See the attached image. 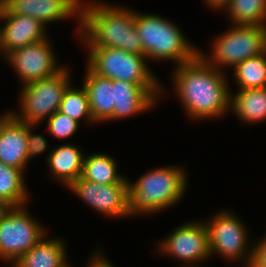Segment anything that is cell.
<instances>
[{"label":"cell","mask_w":266,"mask_h":267,"mask_svg":"<svg viewBox=\"0 0 266 267\" xmlns=\"http://www.w3.org/2000/svg\"><path fill=\"white\" fill-rule=\"evenodd\" d=\"M172 80L188 118L212 120L229 112V81L223 71L208 64L199 54L176 66Z\"/></svg>","instance_id":"cell-1"},{"label":"cell","mask_w":266,"mask_h":267,"mask_svg":"<svg viewBox=\"0 0 266 267\" xmlns=\"http://www.w3.org/2000/svg\"><path fill=\"white\" fill-rule=\"evenodd\" d=\"M135 11L105 2L81 1L76 32L84 47H110L143 54V46L134 25ZM84 36V37H83Z\"/></svg>","instance_id":"cell-2"},{"label":"cell","mask_w":266,"mask_h":267,"mask_svg":"<svg viewBox=\"0 0 266 267\" xmlns=\"http://www.w3.org/2000/svg\"><path fill=\"white\" fill-rule=\"evenodd\" d=\"M187 183L186 171L173 165L151 169L134 183L128 180L129 216L172 207L183 197Z\"/></svg>","instance_id":"cell-3"},{"label":"cell","mask_w":266,"mask_h":267,"mask_svg":"<svg viewBox=\"0 0 266 267\" xmlns=\"http://www.w3.org/2000/svg\"><path fill=\"white\" fill-rule=\"evenodd\" d=\"M135 10L134 25L148 60H172L176 66L189 62L199 54L198 47L171 21L155 14Z\"/></svg>","instance_id":"cell-4"},{"label":"cell","mask_w":266,"mask_h":267,"mask_svg":"<svg viewBox=\"0 0 266 267\" xmlns=\"http://www.w3.org/2000/svg\"><path fill=\"white\" fill-rule=\"evenodd\" d=\"M85 48L89 54L87 66L99 76L123 80L140 87H164L152 74L143 54L110 47Z\"/></svg>","instance_id":"cell-5"},{"label":"cell","mask_w":266,"mask_h":267,"mask_svg":"<svg viewBox=\"0 0 266 267\" xmlns=\"http://www.w3.org/2000/svg\"><path fill=\"white\" fill-rule=\"evenodd\" d=\"M213 41L212 53L204 55L199 50V55L220 71H223V67L235 68L245 59L261 55L266 51V27L232 25Z\"/></svg>","instance_id":"cell-6"},{"label":"cell","mask_w":266,"mask_h":267,"mask_svg":"<svg viewBox=\"0 0 266 267\" xmlns=\"http://www.w3.org/2000/svg\"><path fill=\"white\" fill-rule=\"evenodd\" d=\"M69 68L64 67L55 76L22 86L19 97V113H10L19 121L38 125L59 110L67 87L71 84Z\"/></svg>","instance_id":"cell-7"},{"label":"cell","mask_w":266,"mask_h":267,"mask_svg":"<svg viewBox=\"0 0 266 267\" xmlns=\"http://www.w3.org/2000/svg\"><path fill=\"white\" fill-rule=\"evenodd\" d=\"M46 231L25 205L6 207L0 215V259L13 265L47 235Z\"/></svg>","instance_id":"cell-8"},{"label":"cell","mask_w":266,"mask_h":267,"mask_svg":"<svg viewBox=\"0 0 266 267\" xmlns=\"http://www.w3.org/2000/svg\"><path fill=\"white\" fill-rule=\"evenodd\" d=\"M210 220L207 223L205 221V225L211 255H221L228 261L245 260L244 267H249L252 261L253 245L249 246L248 231L242 221L228 210H221Z\"/></svg>","instance_id":"cell-9"},{"label":"cell","mask_w":266,"mask_h":267,"mask_svg":"<svg viewBox=\"0 0 266 267\" xmlns=\"http://www.w3.org/2000/svg\"><path fill=\"white\" fill-rule=\"evenodd\" d=\"M159 252L184 262L181 267H199L211 257L208 231L203 222H186L159 242ZM198 264V265H197Z\"/></svg>","instance_id":"cell-10"},{"label":"cell","mask_w":266,"mask_h":267,"mask_svg":"<svg viewBox=\"0 0 266 267\" xmlns=\"http://www.w3.org/2000/svg\"><path fill=\"white\" fill-rule=\"evenodd\" d=\"M48 39L15 49L5 56L23 85L55 76L64 68L58 65Z\"/></svg>","instance_id":"cell-11"},{"label":"cell","mask_w":266,"mask_h":267,"mask_svg":"<svg viewBox=\"0 0 266 267\" xmlns=\"http://www.w3.org/2000/svg\"><path fill=\"white\" fill-rule=\"evenodd\" d=\"M99 213L111 218L129 217L128 184H98L81 176L67 187Z\"/></svg>","instance_id":"cell-12"},{"label":"cell","mask_w":266,"mask_h":267,"mask_svg":"<svg viewBox=\"0 0 266 267\" xmlns=\"http://www.w3.org/2000/svg\"><path fill=\"white\" fill-rule=\"evenodd\" d=\"M0 20H3V23L5 21L0 28L1 50L5 56L15 49L48 38L46 27L33 17L10 14L3 8L0 11Z\"/></svg>","instance_id":"cell-13"},{"label":"cell","mask_w":266,"mask_h":267,"mask_svg":"<svg viewBox=\"0 0 266 267\" xmlns=\"http://www.w3.org/2000/svg\"><path fill=\"white\" fill-rule=\"evenodd\" d=\"M82 0H6L5 9L10 14L29 16L45 27L48 23L77 17L80 20ZM84 1V0H83Z\"/></svg>","instance_id":"cell-14"},{"label":"cell","mask_w":266,"mask_h":267,"mask_svg":"<svg viewBox=\"0 0 266 267\" xmlns=\"http://www.w3.org/2000/svg\"><path fill=\"white\" fill-rule=\"evenodd\" d=\"M0 119V162L25 171L29 161L27 123L9 111Z\"/></svg>","instance_id":"cell-15"},{"label":"cell","mask_w":266,"mask_h":267,"mask_svg":"<svg viewBox=\"0 0 266 267\" xmlns=\"http://www.w3.org/2000/svg\"><path fill=\"white\" fill-rule=\"evenodd\" d=\"M163 90L162 87H140L123 80H114L113 121L150 110Z\"/></svg>","instance_id":"cell-16"},{"label":"cell","mask_w":266,"mask_h":267,"mask_svg":"<svg viewBox=\"0 0 266 267\" xmlns=\"http://www.w3.org/2000/svg\"><path fill=\"white\" fill-rule=\"evenodd\" d=\"M84 78L93 120L96 123L113 120L114 80L97 75L88 66Z\"/></svg>","instance_id":"cell-17"},{"label":"cell","mask_w":266,"mask_h":267,"mask_svg":"<svg viewBox=\"0 0 266 267\" xmlns=\"http://www.w3.org/2000/svg\"><path fill=\"white\" fill-rule=\"evenodd\" d=\"M84 157L76 145L65 143L49 152L47 165L53 177L67 188L82 175Z\"/></svg>","instance_id":"cell-18"},{"label":"cell","mask_w":266,"mask_h":267,"mask_svg":"<svg viewBox=\"0 0 266 267\" xmlns=\"http://www.w3.org/2000/svg\"><path fill=\"white\" fill-rule=\"evenodd\" d=\"M44 236L24 253L12 267H63L67 262V249L63 240Z\"/></svg>","instance_id":"cell-19"},{"label":"cell","mask_w":266,"mask_h":267,"mask_svg":"<svg viewBox=\"0 0 266 267\" xmlns=\"http://www.w3.org/2000/svg\"><path fill=\"white\" fill-rule=\"evenodd\" d=\"M229 109L242 122L254 124L266 120V87L230 93Z\"/></svg>","instance_id":"cell-20"},{"label":"cell","mask_w":266,"mask_h":267,"mask_svg":"<svg viewBox=\"0 0 266 267\" xmlns=\"http://www.w3.org/2000/svg\"><path fill=\"white\" fill-rule=\"evenodd\" d=\"M113 157L103 153L90 154L84 157L81 177L98 184H128V179L117 171Z\"/></svg>","instance_id":"cell-21"},{"label":"cell","mask_w":266,"mask_h":267,"mask_svg":"<svg viewBox=\"0 0 266 267\" xmlns=\"http://www.w3.org/2000/svg\"><path fill=\"white\" fill-rule=\"evenodd\" d=\"M22 170L0 162V204L6 207L26 205L29 197Z\"/></svg>","instance_id":"cell-22"},{"label":"cell","mask_w":266,"mask_h":267,"mask_svg":"<svg viewBox=\"0 0 266 267\" xmlns=\"http://www.w3.org/2000/svg\"><path fill=\"white\" fill-rule=\"evenodd\" d=\"M233 25L266 27V0H229L223 8Z\"/></svg>","instance_id":"cell-23"},{"label":"cell","mask_w":266,"mask_h":267,"mask_svg":"<svg viewBox=\"0 0 266 267\" xmlns=\"http://www.w3.org/2000/svg\"><path fill=\"white\" fill-rule=\"evenodd\" d=\"M233 69V77L239 89L266 87V51L261 55L245 59Z\"/></svg>","instance_id":"cell-24"},{"label":"cell","mask_w":266,"mask_h":267,"mask_svg":"<svg viewBox=\"0 0 266 267\" xmlns=\"http://www.w3.org/2000/svg\"><path fill=\"white\" fill-rule=\"evenodd\" d=\"M58 111L79 123L82 119H86L90 123H96L92 118L88 95L83 85L80 89L73 87L71 84L67 87Z\"/></svg>","instance_id":"cell-25"},{"label":"cell","mask_w":266,"mask_h":267,"mask_svg":"<svg viewBox=\"0 0 266 267\" xmlns=\"http://www.w3.org/2000/svg\"><path fill=\"white\" fill-rule=\"evenodd\" d=\"M79 122L71 119L66 114L55 112L47 119V130L53 137L65 139L73 136L79 129Z\"/></svg>","instance_id":"cell-26"},{"label":"cell","mask_w":266,"mask_h":267,"mask_svg":"<svg viewBox=\"0 0 266 267\" xmlns=\"http://www.w3.org/2000/svg\"><path fill=\"white\" fill-rule=\"evenodd\" d=\"M35 126L38 125H30L27 123V149L29 160L32 157H36L38 154H42V152L46 151L48 147L47 140L43 135L33 134L32 128Z\"/></svg>","instance_id":"cell-27"},{"label":"cell","mask_w":266,"mask_h":267,"mask_svg":"<svg viewBox=\"0 0 266 267\" xmlns=\"http://www.w3.org/2000/svg\"><path fill=\"white\" fill-rule=\"evenodd\" d=\"M249 267H266V235L253 245L252 261Z\"/></svg>","instance_id":"cell-28"},{"label":"cell","mask_w":266,"mask_h":267,"mask_svg":"<svg viewBox=\"0 0 266 267\" xmlns=\"http://www.w3.org/2000/svg\"><path fill=\"white\" fill-rule=\"evenodd\" d=\"M100 251H94V254H92V258L90 259V263H88L87 267H116L111 263V261L105 259L103 257V253Z\"/></svg>","instance_id":"cell-29"},{"label":"cell","mask_w":266,"mask_h":267,"mask_svg":"<svg viewBox=\"0 0 266 267\" xmlns=\"http://www.w3.org/2000/svg\"><path fill=\"white\" fill-rule=\"evenodd\" d=\"M204 1L208 5V7L210 6L214 10L223 9L229 3V0H204Z\"/></svg>","instance_id":"cell-30"},{"label":"cell","mask_w":266,"mask_h":267,"mask_svg":"<svg viewBox=\"0 0 266 267\" xmlns=\"http://www.w3.org/2000/svg\"><path fill=\"white\" fill-rule=\"evenodd\" d=\"M6 0H0V11L5 7Z\"/></svg>","instance_id":"cell-31"},{"label":"cell","mask_w":266,"mask_h":267,"mask_svg":"<svg viewBox=\"0 0 266 267\" xmlns=\"http://www.w3.org/2000/svg\"><path fill=\"white\" fill-rule=\"evenodd\" d=\"M6 206L3 204H0V215L2 214V212L5 210Z\"/></svg>","instance_id":"cell-32"},{"label":"cell","mask_w":266,"mask_h":267,"mask_svg":"<svg viewBox=\"0 0 266 267\" xmlns=\"http://www.w3.org/2000/svg\"><path fill=\"white\" fill-rule=\"evenodd\" d=\"M63 267H72L69 263H66Z\"/></svg>","instance_id":"cell-33"},{"label":"cell","mask_w":266,"mask_h":267,"mask_svg":"<svg viewBox=\"0 0 266 267\" xmlns=\"http://www.w3.org/2000/svg\"><path fill=\"white\" fill-rule=\"evenodd\" d=\"M2 53V50H1V40H0V54Z\"/></svg>","instance_id":"cell-34"}]
</instances>
